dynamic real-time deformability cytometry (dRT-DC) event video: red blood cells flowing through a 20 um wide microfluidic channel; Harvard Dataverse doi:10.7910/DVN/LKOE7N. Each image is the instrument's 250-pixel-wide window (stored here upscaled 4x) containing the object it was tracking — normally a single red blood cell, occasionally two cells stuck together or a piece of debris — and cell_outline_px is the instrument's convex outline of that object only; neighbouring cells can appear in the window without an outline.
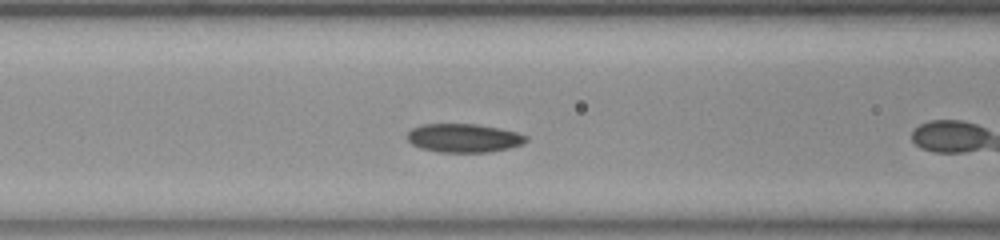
{"species": "common noctule bat (a hibernating species)", "species_latin": "Nyctalus noctula", "temperature_condition": "room temperature", "stored_images_in_passage": 12, "camera_frame_rate_fps": 3000, "um_per_image_px": 0.085, "animal": {"sex": "female", "body_mass_g": 23.0, "forearm_length_mm": 53.4}, "frame": {"image": 1, "passage_image": 7, "time_ms": 2.0, "image_size_px": [1000, 240], "cell_outline_px": [[528, 140], [520, 144], [508, 148], [484, 152], [440, 152], [420, 148], [412, 144], [408, 140], [408, 132], [412, 128], [420, 124], [476, 124], [516, 132], [528, 136]], "centroid_in_image_um": [39.38, 11.73], "position_along_channel_um": 127.2, "area_um2": 19.59}}
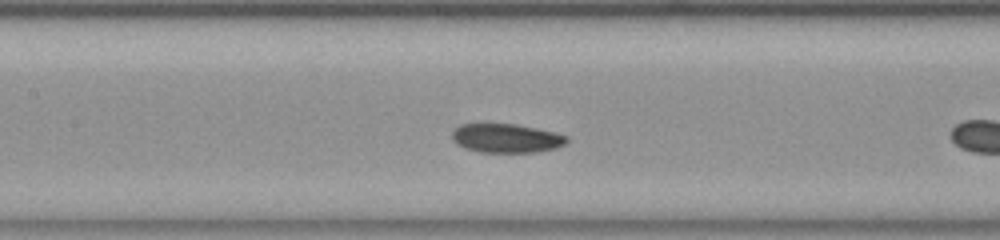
{"frame": {"image": 2, "passage_image": 10, "time_ms": 3.0, "image_size_px": [1000, 240], "cell_outline_px": [[568, 140], [564, 144], [556, 148], [536, 152], [480, 152], [468, 148], [460, 144], [452, 136], [452, 132], [460, 124], [516, 124], [552, 132], [568, 136]], "centroid_in_image_um": [43.07, 11.75], "position_along_channel_um": 164.3, "area_um2": 18.9}}